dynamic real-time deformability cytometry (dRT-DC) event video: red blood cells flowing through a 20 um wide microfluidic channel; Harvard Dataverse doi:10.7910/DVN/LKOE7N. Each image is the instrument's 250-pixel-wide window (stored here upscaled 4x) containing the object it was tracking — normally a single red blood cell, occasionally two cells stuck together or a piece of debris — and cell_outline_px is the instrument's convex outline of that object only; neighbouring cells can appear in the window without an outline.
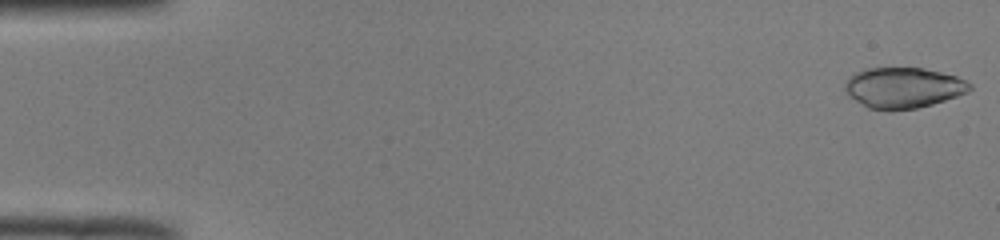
{"species": "common noctule bat (a hibernating species)", "species_latin": "Nyctalus noctula", "temperature_condition": "room temperature", "stored_images_in_passage": 51, "camera_frame_rate_fps": 3000, "um_per_image_px": 0.085, "animal": {"sex": "male", "body_mass_g": 19.0, "forearm_length_mm": 50.8}, "frame": {"image": 1, "passage_image": 1, "time_ms": 0.0, "image_size_px": [1000, 240], "cell_outline_px": [[972, 88], [968, 92], [932, 104], [916, 108], [888, 112], [868, 108], [856, 100], [844, 88], [844, 84], [856, 72], [864, 68], [924, 68], [956, 76], [972, 84]], "centroid_in_image_um": [76.79, 7.47], "position_along_channel_um": 8.2, "area_um2": 29.48}}
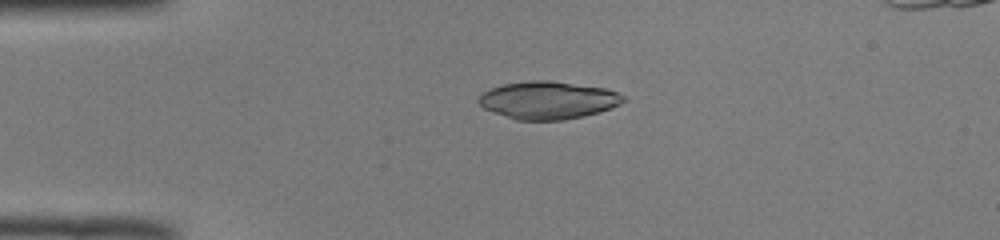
{"frame": {"image": 2, "passage_image": 12, "time_ms": 3.667, "image_size_px": [1000, 240], "cell_outline_px": [[624, 100], [620, 104], [612, 108], [584, 116], [564, 120], [516, 120], [484, 108], [476, 100], [480, 92], [488, 88], [504, 84], [528, 80], [552, 80], [604, 88], [616, 92], [624, 96]], "centroid_in_image_um": [46.54, 8.5], "position_along_channel_um": 38.5, "area_um2": 31.96}}
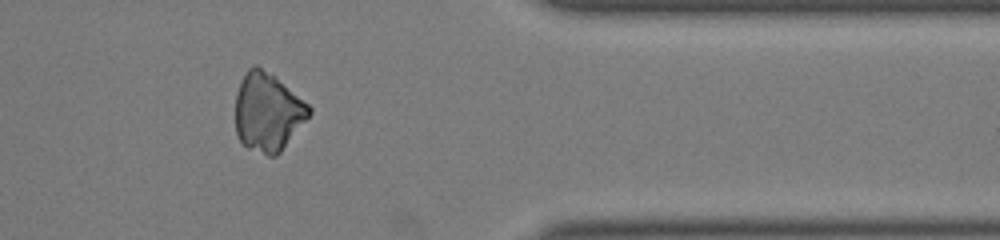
{"frame": {"image": 3, "passage_image": 42, "time_ms": 13.667, "image_size_px": [1000, 240], "cell_outline_px": [[312, 112], [280, 152], [276, 156], [268, 156], [248, 148], [240, 140], [236, 132], [236, 92], [248, 68], [256, 64], [272, 76], [308, 104], [312, 108]], "centroid_in_image_um": [22.74, 9.56], "position_along_channel_um": 388.7, "area_um2": 32.89}}